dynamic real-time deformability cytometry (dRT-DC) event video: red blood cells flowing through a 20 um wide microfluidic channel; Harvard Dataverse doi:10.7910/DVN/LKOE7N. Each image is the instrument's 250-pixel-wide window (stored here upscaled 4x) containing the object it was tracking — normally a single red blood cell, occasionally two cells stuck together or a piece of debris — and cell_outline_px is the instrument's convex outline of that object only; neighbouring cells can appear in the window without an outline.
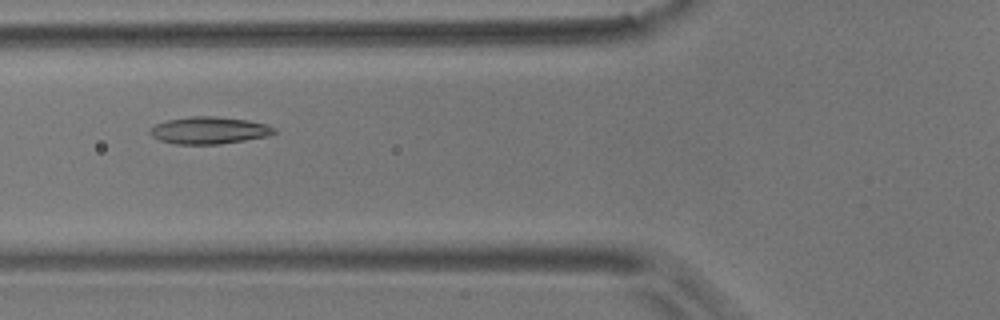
{"species": "common noctule bat (a hibernating species)", "species_latin": "Nyctalus noctula", "temperature_condition": "room temperature", "stored_images_in_passage": 9, "camera_frame_rate_fps": 3000, "um_per_image_px": 0.085, "animal": {"sex": "male", "body_mass_g": 17.9}, "frame": {"image": 1, "passage_image": 7, "time_ms": 7.0, "image_size_px": [1000, 320], "cell_outline_px": [[276, 132], [268, 136], [220, 144], [176, 144], [160, 140], [152, 136], [148, 132], [156, 124], [168, 120], [192, 116], [216, 116], [248, 120], [264, 124], [276, 128]], "centroid_in_image_um": [17.78, 11.08], "position_along_channel_um": 108.0, "area_um2": 19.48}}
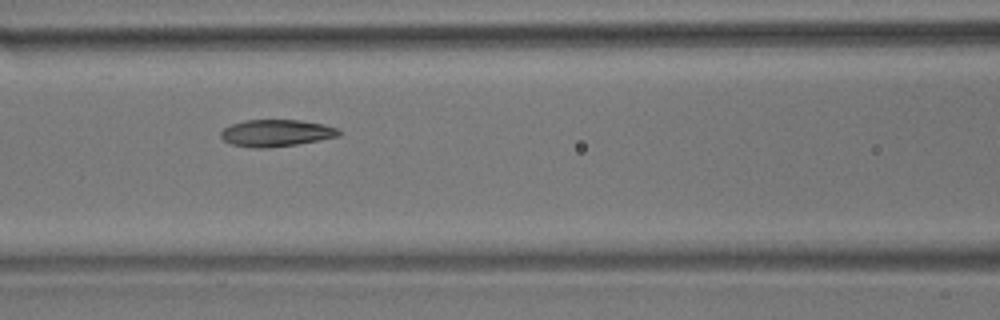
{"frame": {"image": 2, "passage_image": 8, "time_ms": 8.0, "image_size_px": [1000, 320], "cell_outline_px": [[340, 136], [320, 140], [296, 144], [268, 148], [252, 148], [232, 144], [224, 140], [220, 136], [220, 132], [224, 128], [232, 124], [244, 120], [300, 120], [324, 124], [336, 128], [340, 132]], "centroid_in_image_um": [23.47, 11.31], "position_along_channel_um": 143.1, "area_um2": 18.5}}
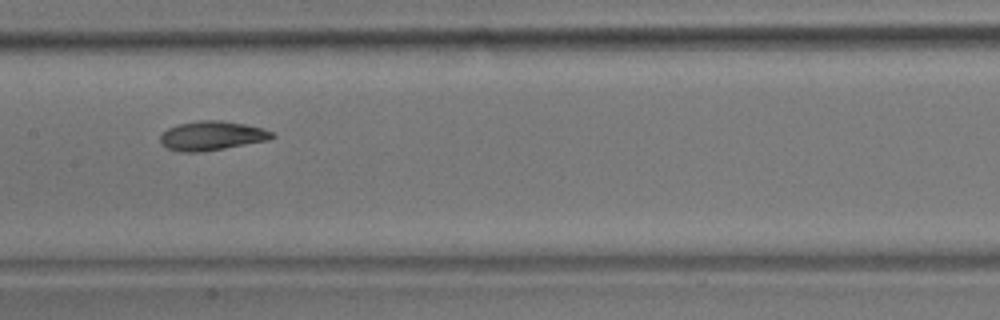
{"frame": {"image": 3, "passage_image": 9, "time_ms": 9.333, "image_size_px": [1000, 320], "cell_outline_px": [[276, 136], [268, 140], [224, 148], [200, 152], [180, 152], [168, 148], [160, 144], [160, 136], [168, 128], [180, 124], [200, 120], [220, 120], [244, 124], [264, 128], [272, 132]], "centroid_in_image_um": [18.0, 11.54], "position_along_channel_um": 189.4, "area_um2": 18.9}}